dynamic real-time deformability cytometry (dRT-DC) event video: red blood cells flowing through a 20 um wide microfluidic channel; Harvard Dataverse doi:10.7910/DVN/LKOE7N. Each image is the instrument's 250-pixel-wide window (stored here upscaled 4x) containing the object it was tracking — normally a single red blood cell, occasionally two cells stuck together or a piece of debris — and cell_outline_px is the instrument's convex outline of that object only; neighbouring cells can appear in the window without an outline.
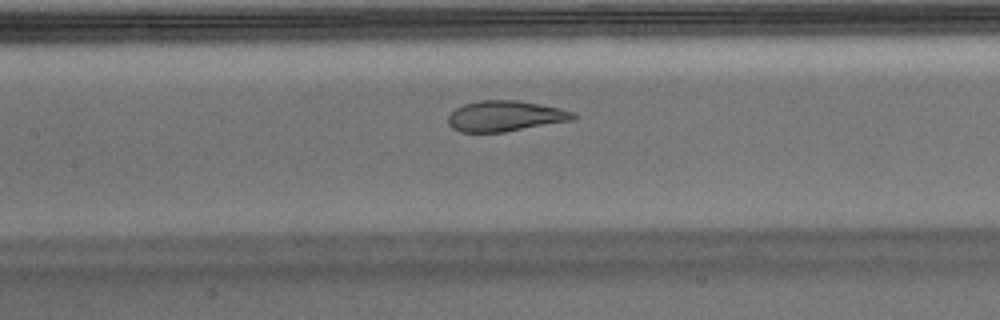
{"species": "Egyptian fruit bat (a non-hibernating species)", "species_latin": "Rousettus aegyptiacus", "temperature_condition": "warm", "stored_images_in_passage": 52, "camera_frame_rate_fps": 3000, "um_per_image_px": 0.085, "animal": {"sex": "male"}, "frame": {"image": 1, "passage_image": 23, "time_ms": 7.333, "image_size_px": [1000, 320], "cell_outline_px": [[576, 116], [572, 120], [504, 132], [460, 132], [452, 128], [448, 124], [448, 116], [456, 108], [464, 104], [480, 100], [516, 100], [560, 108], [576, 112]], "centroid_in_image_um": [42.93, 9.87], "position_along_channel_um": 164.5, "area_um2": 22.25}}